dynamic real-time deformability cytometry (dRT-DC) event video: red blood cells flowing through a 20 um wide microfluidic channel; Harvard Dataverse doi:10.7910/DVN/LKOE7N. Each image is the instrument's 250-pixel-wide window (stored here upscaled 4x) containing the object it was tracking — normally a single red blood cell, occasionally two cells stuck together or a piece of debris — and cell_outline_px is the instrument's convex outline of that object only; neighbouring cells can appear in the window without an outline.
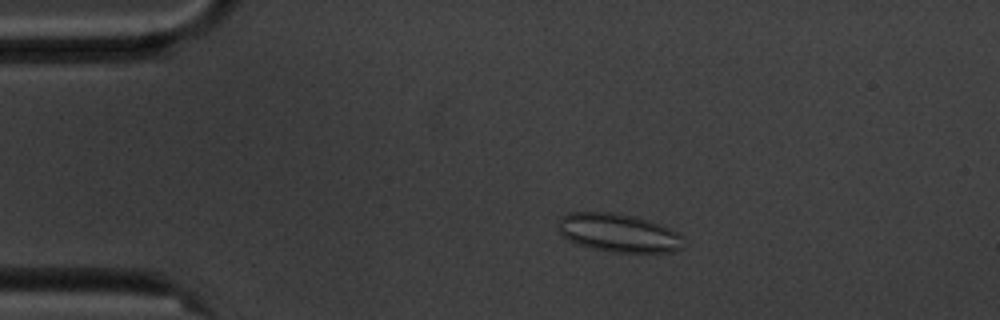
{"species": "common noctule bat (a hibernating species)", "species_latin": "Nyctalus noctula", "temperature_condition": "cold", "stored_images_in_passage": 47, "camera_frame_rate_fps": 3000, "um_per_image_px": 0.085, "animal": {"sex": "male", "body_mass_g": 20.1, "forearm_length_mm": 53.5}, "frame": {"image": 1, "passage_image": 2, "time_ms": 0.333, "image_size_px": [1000, 320], "cell_outline_px": [[684, 236], [680, 248], [672, 252], [612, 252], [592, 248], [568, 240], [560, 232], [556, 224], [560, 216], [568, 212], [612, 212], [636, 216], [660, 224]], "centroid_in_image_um": [52.53, 19.77], "position_along_channel_um": 32.5, "area_um2": 28.09}}
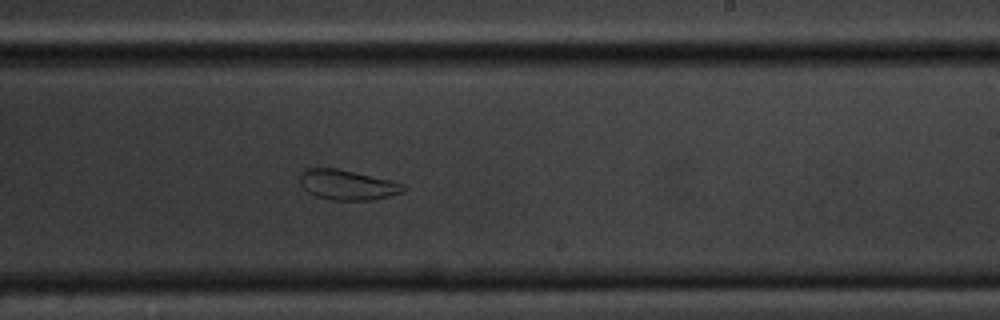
{"frame": {"image": 2, "passage_image": 25, "time_ms": 8.0, "image_size_px": [1000, 320], "cell_outline_px": [[408, 188], [404, 192], [372, 200], [332, 200], [316, 196], [308, 192], [300, 184], [300, 172], [304, 168], [336, 168], [388, 180], [404, 184]], "centroid_in_image_um": [29.5, 15.71], "position_along_channel_um": 259.5, "area_um2": 18.03}}
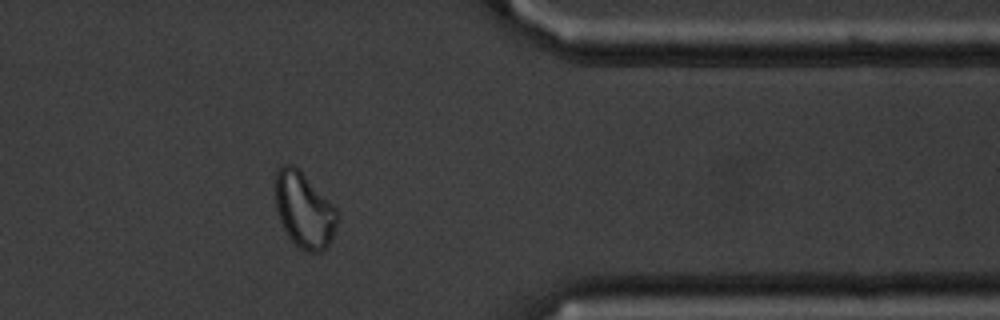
{"frame": {"image": 3, "passage_image": 37, "time_ms": 12.0, "image_size_px": [1000, 320], "cell_outline_px": [[340, 220], [328, 244], [320, 252], [308, 252], [300, 248], [288, 236], [280, 220], [276, 208], [276, 168], [280, 164], [292, 164], [340, 212]], "centroid_in_image_um": [25.86, 17.87], "position_along_channel_um": 385.5, "area_um2": 26.88}, "authors_computed_cell_mechanics": {"area_um2": 23.7558, "velocity_mm_per_s": 3.528, "shape_relaxation_time_tau1_ms": null, "shape_relaxation_time_tau2_ms": 1.4153, "deformation_change_tau1": null, "deformation_change_tau2": 0.0645}}